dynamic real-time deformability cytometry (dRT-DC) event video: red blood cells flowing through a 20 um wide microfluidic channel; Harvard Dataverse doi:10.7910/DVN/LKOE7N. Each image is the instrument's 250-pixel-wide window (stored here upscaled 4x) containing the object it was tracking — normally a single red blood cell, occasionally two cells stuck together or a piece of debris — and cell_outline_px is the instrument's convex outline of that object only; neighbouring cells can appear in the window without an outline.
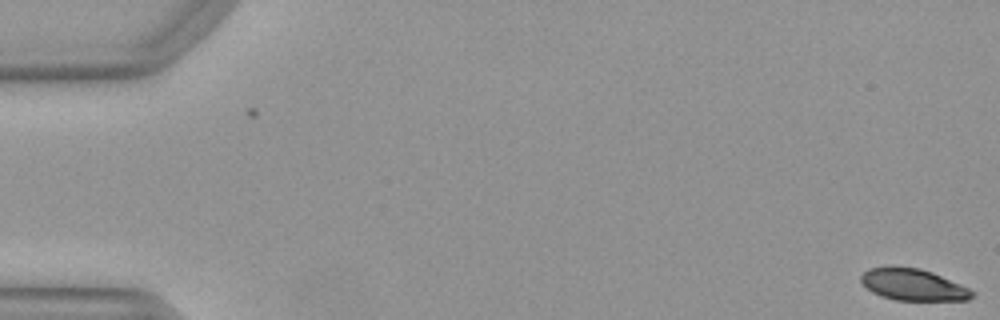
{"species": "Egyptian fruit bat (a non-hibernating species)", "species_latin": "Rousettus aegyptiacus", "temperature_condition": "warm", "stored_images_in_passage": 20, "camera_frame_rate_fps": 3000, "um_per_image_px": 0.085, "animal": {"sex": "female"}, "frame": {"image": 1, "passage_image": 1, "time_ms": 0.0, "image_size_px": [1000, 320], "cell_outline_px": [[976, 292], [968, 300], [896, 300], [880, 296], [872, 292], [860, 280], [860, 276], [868, 268], [888, 264], [892, 264], [920, 268], [932, 272], [960, 284]], "centroid_in_image_um": [77.56, 24.16], "position_along_channel_um": 7.4, "area_um2": 20.87}}